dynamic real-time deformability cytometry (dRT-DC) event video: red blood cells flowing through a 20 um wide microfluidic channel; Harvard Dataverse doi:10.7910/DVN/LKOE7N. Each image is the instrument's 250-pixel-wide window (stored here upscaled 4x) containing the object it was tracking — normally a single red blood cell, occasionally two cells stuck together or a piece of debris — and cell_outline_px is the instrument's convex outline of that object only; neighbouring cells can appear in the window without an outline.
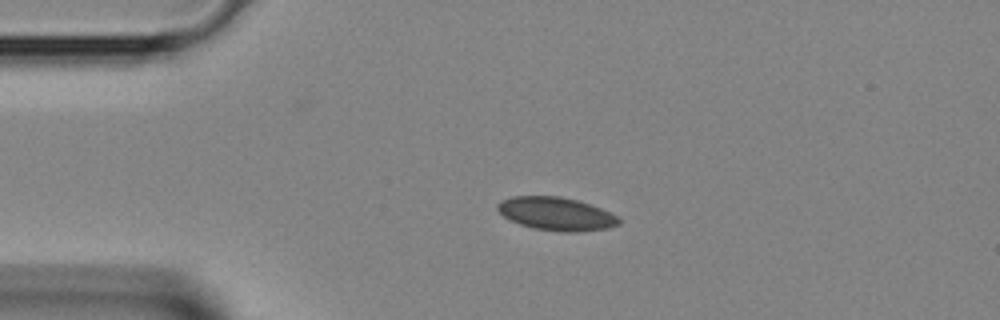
{"species": "Egyptian fruit bat (a non-hibernating species)", "species_latin": "Rousettus aegyptiacus", "temperature_condition": "room temperature", "stored_images_in_passage": 2, "camera_frame_rate_fps": 3000, "um_per_image_px": 0.085, "animal": {"sex": "female"}, "frame": {"image": 1, "passage_image": 1, "time_ms": 0.0, "image_size_px": [1000, 320], "cell_outline_px": [[620, 224], [608, 228], [580, 232], [564, 232], [532, 228], [508, 220], [496, 208], [496, 204], [500, 200], [512, 196], [560, 196], [576, 200], [600, 208], [616, 216], [620, 220]], "centroid_in_image_um": [47.23, 18.18], "position_along_channel_um": 37.8, "area_um2": 23.47}}
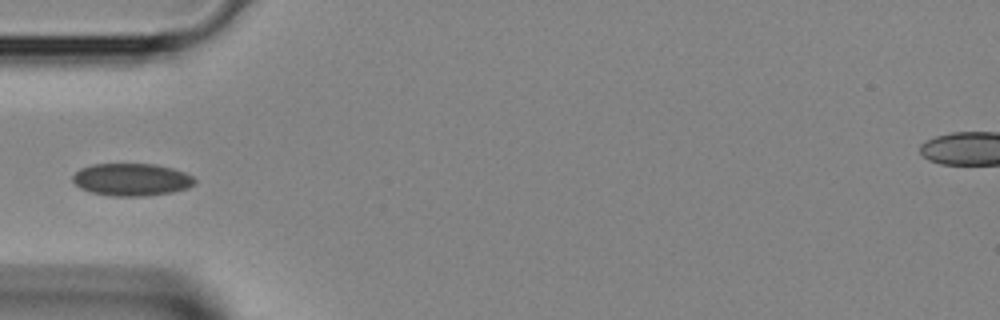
{"frame": {"image": 2, "passage_image": 2, "time_ms": 0.333, "image_size_px": [1000, 320], "cell_outline_px": [[196, 184], [188, 188], [172, 192], [144, 196], [112, 196], [92, 192], [80, 188], [72, 180], [72, 176], [80, 168], [92, 164], [156, 164], [172, 168], [184, 172], [192, 176], [196, 180]], "centroid_in_image_um": [11.2, 15.26], "position_along_channel_um": 73.8, "area_um2": 23.12}}